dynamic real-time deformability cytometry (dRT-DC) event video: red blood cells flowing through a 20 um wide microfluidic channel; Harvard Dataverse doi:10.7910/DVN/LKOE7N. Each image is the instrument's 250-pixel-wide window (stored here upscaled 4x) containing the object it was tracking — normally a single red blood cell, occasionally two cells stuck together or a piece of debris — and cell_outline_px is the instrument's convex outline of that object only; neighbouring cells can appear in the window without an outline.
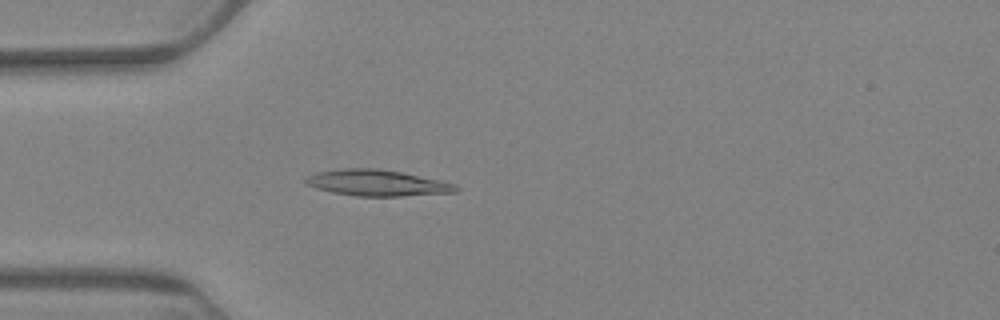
{"species": "Egyptian fruit bat (a non-hibernating species)", "species_latin": "Rousettus aegyptiacus", "temperature_condition": "warm", "stored_images_in_passage": 5, "camera_frame_rate_fps": 3000, "um_per_image_px": 0.085, "animal": {"sex": "female"}, "frame": {"image": 1, "passage_image": 5, "time_ms": 4.667, "image_size_px": [1000, 320], "cell_outline_px": [[460, 188], [456, 192], [404, 196], [356, 196], [332, 192], [316, 188], [304, 184], [304, 176], [316, 172], [344, 168], [376, 168], [400, 172], [440, 180], [456, 184]], "centroid_in_image_um": [32.02, 15.54], "position_along_channel_um": 53.0, "area_um2": 23.0}}